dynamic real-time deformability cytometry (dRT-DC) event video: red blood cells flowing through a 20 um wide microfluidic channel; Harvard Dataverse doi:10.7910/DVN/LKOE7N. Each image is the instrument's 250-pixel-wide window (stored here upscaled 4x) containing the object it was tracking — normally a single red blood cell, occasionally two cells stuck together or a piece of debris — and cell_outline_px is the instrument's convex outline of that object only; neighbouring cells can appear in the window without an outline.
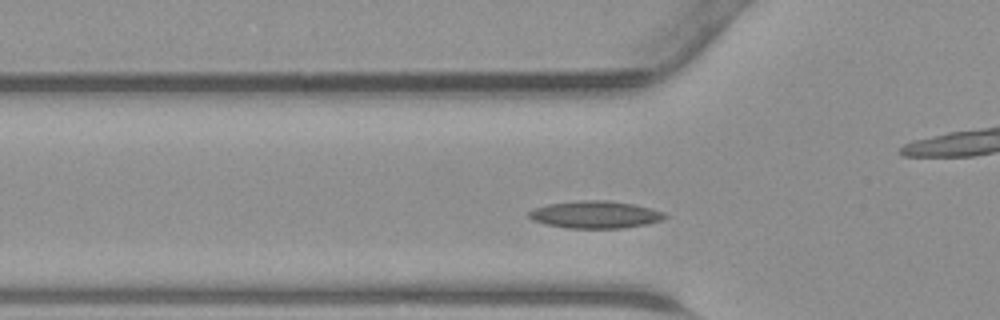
{"species": "common noctule bat (a hibernating species)", "species_latin": "Nyctalus noctula", "temperature_condition": "warm", "stored_images_in_passage": 26, "camera_frame_rate_fps": 3000, "um_per_image_px": 0.085, "animal": {"sex": "male", "body_mass_g": 23.1, "forearm_length_mm": 52.7}, "frame": {"image": 1, "passage_image": 3, "time_ms": 0.667, "image_size_px": [1000, 320], "cell_outline_px": [[668, 216], [660, 220], [648, 224], [620, 228], [568, 228], [548, 224], [532, 220], [528, 216], [528, 212], [536, 208], [548, 204], [580, 200], [608, 200], [632, 204], [664, 212]], "centroid_in_image_um": [50.59, 18.24], "position_along_channel_um": 75.2, "area_um2": 21.39}}
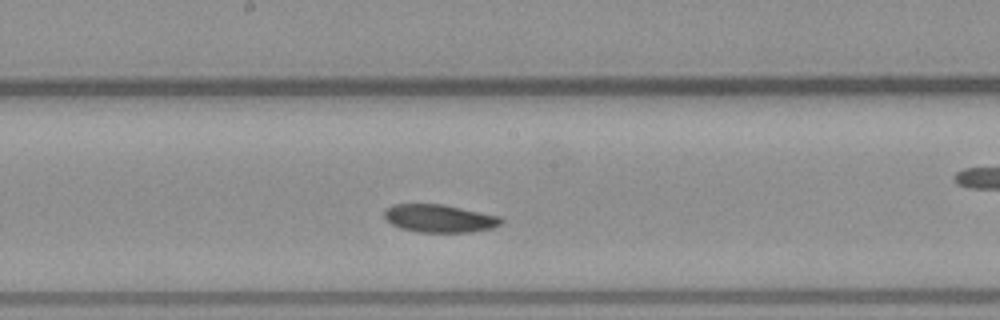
{"frame": {"image": 2, "passage_image": 12, "time_ms": 3.667, "image_size_px": [1000, 320], "cell_outline_px": [[504, 220], [500, 224], [492, 228], [468, 232], [420, 232], [400, 228], [392, 224], [384, 216], [384, 208], [392, 204], [444, 204], [500, 216]], "centroid_in_image_um": [37.34, 18.55], "position_along_channel_um": 210.9, "area_um2": 19.02}}
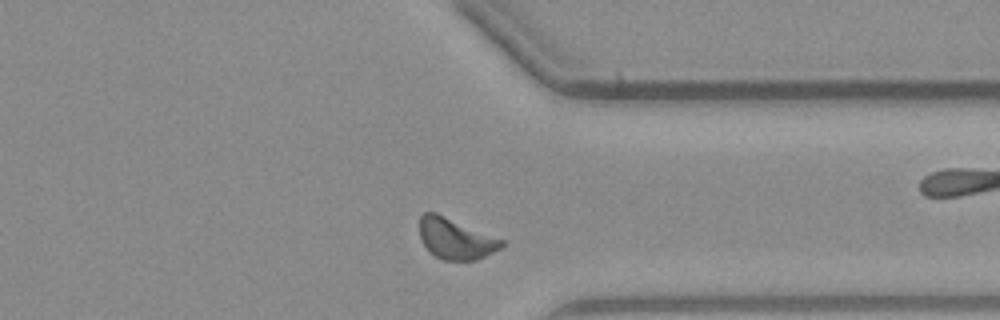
{"frame": {"image": 3, "passage_image": 23, "time_ms": 7.333, "image_size_px": [1000, 320], "cell_outline_px": [[504, 244], [500, 248], [476, 260], [444, 260], [436, 256], [420, 240], [420, 216], [424, 212], [436, 212], [504, 240]], "centroid_in_image_um": [38.71, 20.27], "position_along_channel_um": 372.7, "area_um2": 19.25}}